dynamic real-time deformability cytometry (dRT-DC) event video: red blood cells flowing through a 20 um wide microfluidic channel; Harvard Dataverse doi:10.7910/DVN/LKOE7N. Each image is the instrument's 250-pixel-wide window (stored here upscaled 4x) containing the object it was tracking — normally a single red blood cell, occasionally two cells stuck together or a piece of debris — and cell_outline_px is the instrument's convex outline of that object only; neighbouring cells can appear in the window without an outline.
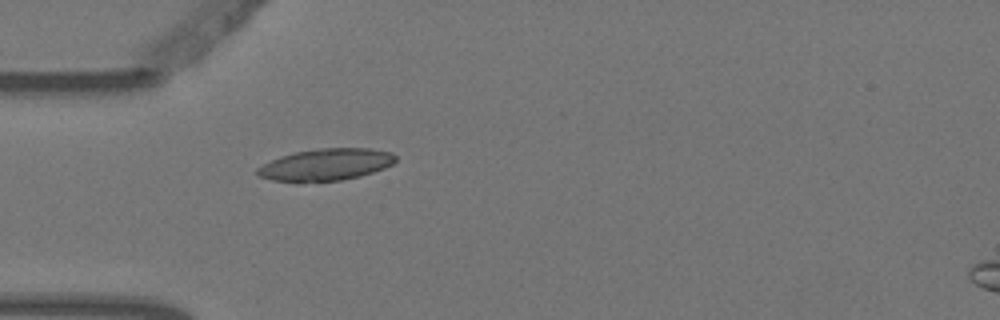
{"species": "Egyptian fruit bat (a non-hibernating species)", "species_latin": "Rousettus aegyptiacus", "temperature_condition": "warm", "stored_images_in_passage": 2, "camera_frame_rate_fps": 3000, "um_per_image_px": 0.085, "animal": {"sex": "female"}, "frame": {"image": 1, "passage_image": 1, "time_ms": 0.0, "image_size_px": [1000, 320], "cell_outline_px": [[396, 160], [392, 164], [384, 168], [360, 176], [340, 180], [300, 184], [296, 184], [272, 180], [260, 176], [256, 172], [256, 168], [280, 156], [296, 152], [316, 148], [368, 148], [392, 152], [396, 156]], "centroid_in_image_um": [27.66, 14.02], "position_along_channel_um": 57.3, "area_um2": 26.13}}